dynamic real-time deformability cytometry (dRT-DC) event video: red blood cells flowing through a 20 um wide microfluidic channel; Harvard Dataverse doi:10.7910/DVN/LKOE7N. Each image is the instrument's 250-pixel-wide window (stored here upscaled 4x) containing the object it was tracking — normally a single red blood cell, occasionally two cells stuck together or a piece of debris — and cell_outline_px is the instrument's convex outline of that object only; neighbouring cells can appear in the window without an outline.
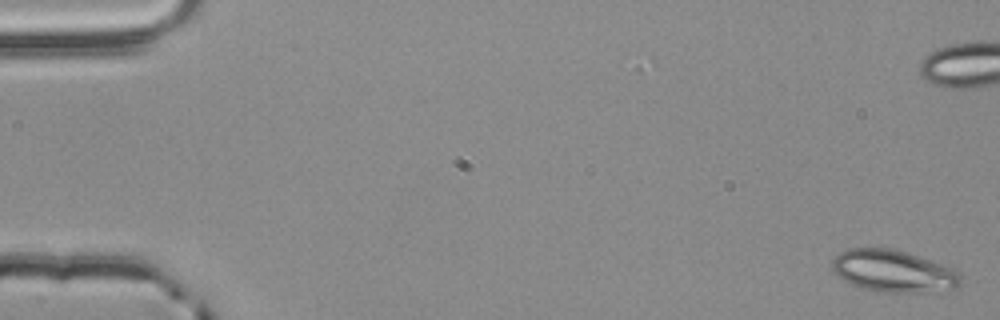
{"species": "common noctule bat (a hibernating species)", "species_latin": "Nyctalus noctula", "temperature_condition": "room temperature", "stored_images_in_passage": 55, "camera_frame_rate_fps": 3000, "um_per_image_px": 0.085, "animal": {"sex": "male", "body_mass_g": 20.4}, "frame": {"image": 1, "passage_image": 1, "time_ms": 0.0, "image_size_px": [1000, 320], "cell_outline_px": [[960, 284], [956, 288], [928, 292], [884, 292], [864, 288], [852, 284], [844, 280], [832, 272], [832, 260], [840, 252], [848, 248], [888, 248], [908, 252], [952, 268], [960, 272]], "centroid_in_image_um": [75.92, 23.04], "position_along_channel_um": 9.1, "area_um2": 31.39}}
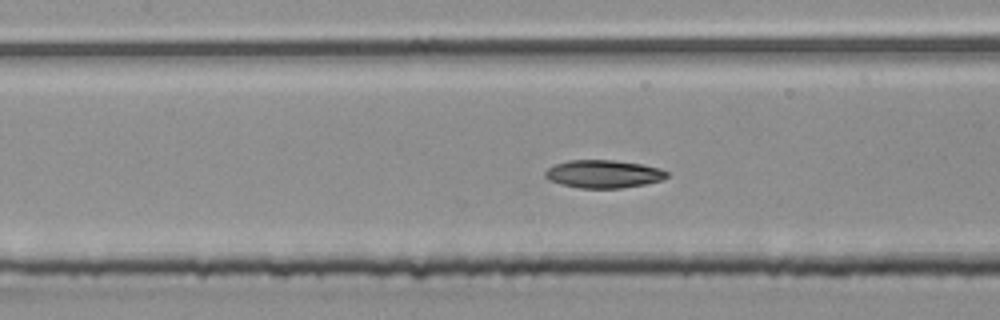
{"frame": {"image": 2, "passage_image": 25, "time_ms": 8.0, "image_size_px": [1000, 320], "cell_outline_px": [[668, 176], [660, 180], [644, 184], [620, 188], [580, 188], [560, 184], [548, 180], [544, 176], [544, 172], [552, 164], [568, 160], [612, 160], [640, 164], [660, 168], [668, 172]], "centroid_in_image_um": [51.23, 14.78], "position_along_channel_um": 156.2, "area_um2": 19.83}}
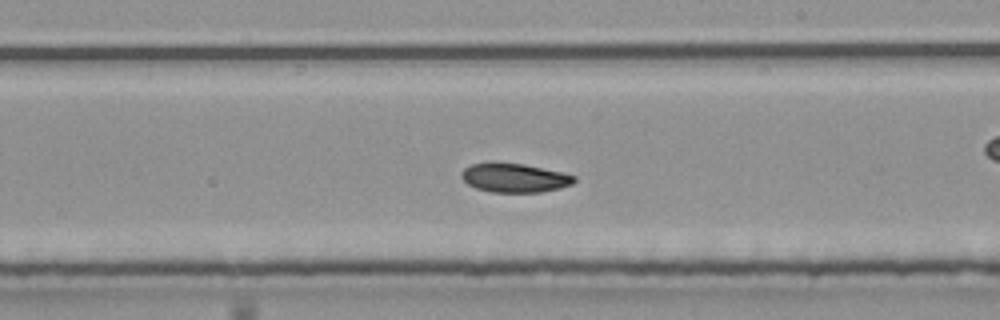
{"frame": {"image": 3, "passage_image": 32, "time_ms": 10.333, "image_size_px": [1000, 320], "cell_outline_px": [[576, 180], [572, 184], [560, 188], [540, 192], [492, 192], [476, 188], [468, 184], [460, 176], [460, 172], [464, 168], [472, 164], [488, 160], [492, 160], [524, 164], [564, 172], [576, 176]], "centroid_in_image_um": [43.7, 15.08], "position_along_channel_um": 245.3, "area_um2": 19.59}, "authors_computed_cell_mechanics": {"area_um2": 19.5942, "velocity_mm_per_s": 3.8427, "shape_relaxation_time_tau1_ms": 3.2752, "shape_relaxation_time_tau2_ms": 9.1106, "deformation_change_tau1": 0.1338, "deformation_change_tau2": 0.1383}}